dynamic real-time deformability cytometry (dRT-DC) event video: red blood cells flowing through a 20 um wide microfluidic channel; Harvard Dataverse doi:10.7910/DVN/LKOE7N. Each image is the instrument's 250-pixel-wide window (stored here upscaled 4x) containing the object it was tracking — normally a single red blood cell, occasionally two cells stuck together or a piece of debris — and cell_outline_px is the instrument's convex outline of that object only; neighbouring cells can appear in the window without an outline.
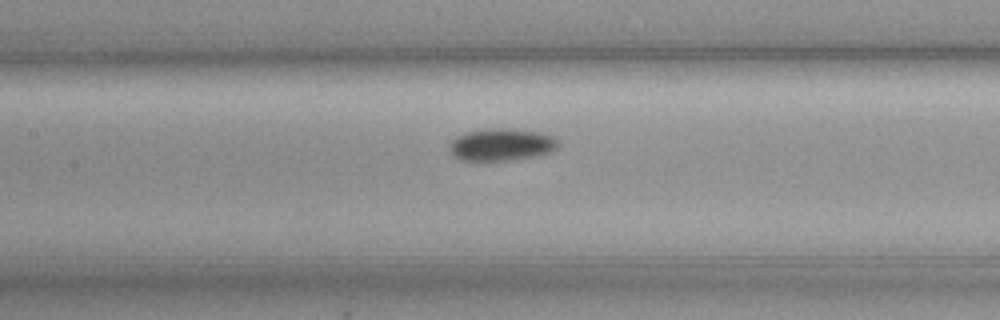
{"species": "common noctule bat (a hibernating species)", "species_latin": "Nyctalus noctula", "temperature_condition": "cold", "stored_images_in_passage": 41, "camera_frame_rate_fps": 3000, "um_per_image_px": 0.085, "animal": {"sex": "female", "body_mass_g": 19.3, "forearm_length_mm": 54.1}, "frame": {"image": 1, "passage_image": 10, "time_ms": 3.0, "image_size_px": [1000, 320], "cell_outline_px": [[560, 144], [556, 148], [548, 152], [532, 156], [512, 160], [464, 160], [456, 156], [452, 152], [448, 144], [456, 136], [464, 132], [484, 128], [516, 128], [544, 132], [556, 136], [560, 140]], "centroid_in_image_um": [42.68, 12.24], "position_along_channel_um": 164.7, "area_um2": 20.75}}
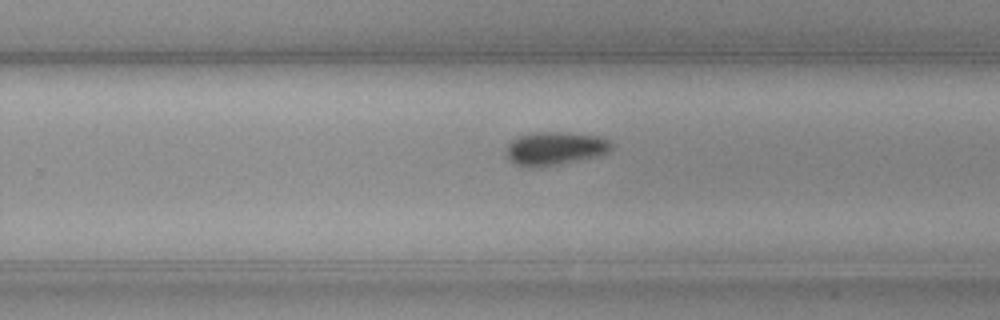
{"frame": {"image": 2, "passage_image": 20, "time_ms": 6.333, "image_size_px": [1000, 320], "cell_outline_px": [[612, 148], [608, 152], [596, 156], [556, 164], [532, 168], [528, 168], [516, 164], [508, 156], [508, 144], [516, 136], [536, 132], [568, 132], [600, 136], [608, 140], [612, 144]], "centroid_in_image_um": [47.18, 12.59], "position_along_channel_um": 282.6, "area_um2": 20.17}}
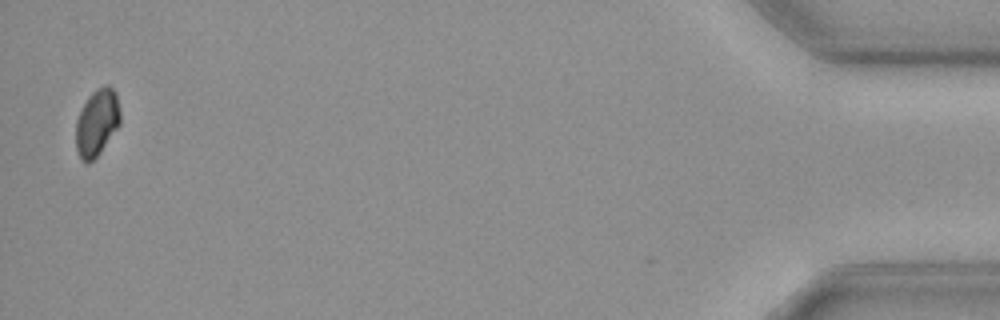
{"frame": {"image": 3, "passage_image": 40, "time_ms": 13.0, "image_size_px": [1000, 320], "cell_outline_px": [[120, 124], [100, 152], [88, 164], [80, 156], [76, 148], [76, 120], [88, 96], [96, 88], [104, 84], [108, 84], [116, 92], [120, 112]], "centroid_in_image_um": [8.25, 10.37], "position_along_channel_um": 426.9, "area_um2": 17.17}}